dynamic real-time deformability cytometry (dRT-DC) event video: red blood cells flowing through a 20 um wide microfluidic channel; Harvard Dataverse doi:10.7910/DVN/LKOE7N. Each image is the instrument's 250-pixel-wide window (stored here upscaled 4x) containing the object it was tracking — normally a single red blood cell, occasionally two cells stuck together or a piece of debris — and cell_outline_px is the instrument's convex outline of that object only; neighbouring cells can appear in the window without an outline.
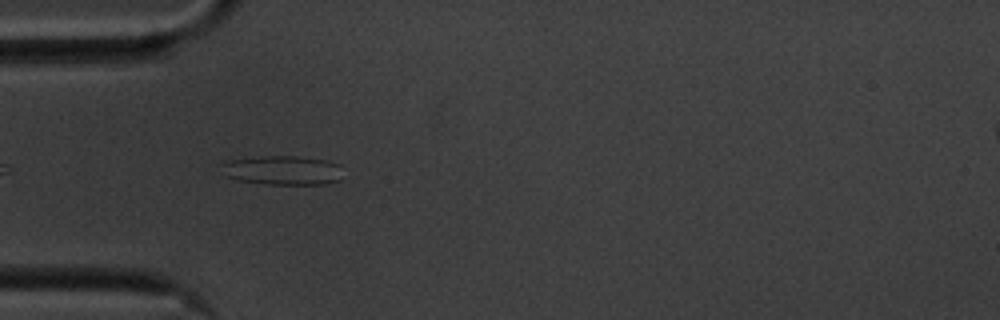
{"species": "common noctule bat (a hibernating species)", "species_latin": "Nyctalus noctula", "temperature_condition": "cold", "stored_images_in_passage": 21, "camera_frame_rate_fps": 3000, "um_per_image_px": 0.085, "animal": {"sex": "male", "body_mass_g": 20.1, "forearm_length_mm": 53.5}, "frame": {"image": 1, "passage_image": 4, "time_ms": 1.0, "image_size_px": [1000, 320], "cell_outline_px": [[340, 180], [324, 184], [264, 184], [236, 180], [224, 176], [220, 164], [228, 160], [260, 156], [296, 156], [328, 160], [340, 164]], "centroid_in_image_um": [23.98, 14.47], "position_along_channel_um": 61.0, "area_um2": 20.92}}